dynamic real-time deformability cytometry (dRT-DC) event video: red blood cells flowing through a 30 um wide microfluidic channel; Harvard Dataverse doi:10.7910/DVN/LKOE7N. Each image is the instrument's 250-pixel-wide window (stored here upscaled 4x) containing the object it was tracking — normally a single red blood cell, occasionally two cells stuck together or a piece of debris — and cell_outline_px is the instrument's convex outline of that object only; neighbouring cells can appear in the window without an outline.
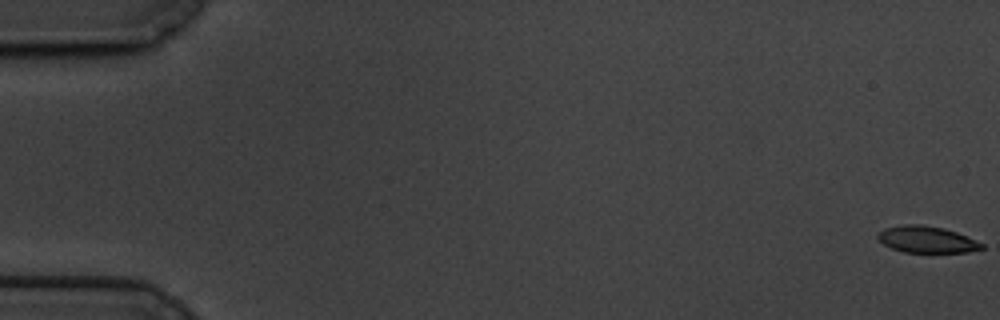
{"species": "common noctule bat (a hibernating species)", "species_latin": "Nyctalus noctula", "temperature_condition": "cold", "stored_images_in_passage": 62, "camera_frame_rate_fps": 3000, "um_per_image_px": 0.085, "animal": {"sex": "male", "body_mass_g": 19.5, "forearm_length_mm": 54.6}, "frame": {"image": 1, "passage_image": 1, "time_ms": 0.0, "image_size_px": [1000, 320], "cell_outline_px": [[984, 248], [968, 252], [904, 252], [892, 248], [884, 244], [876, 236], [884, 228], [904, 224], [920, 224], [944, 228], [956, 232], [984, 244]], "centroid_in_image_um": [78.77, 20.35], "position_along_channel_um": 6.2, "area_um2": 15.95}}
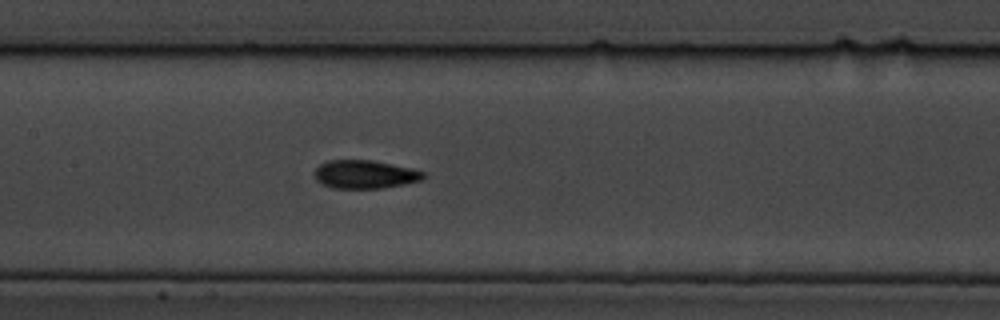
{"frame": {"image": 2, "passage_image": 30, "time_ms": 9.667, "image_size_px": [1000, 320], "cell_outline_px": [[428, 176], [424, 180], [384, 188], [332, 188], [316, 180], [312, 172], [320, 164], [328, 160], [372, 160], [412, 168], [424, 172]], "centroid_in_image_um": [31.04, 14.82], "position_along_channel_um": 176.4, "area_um2": 18.21}}
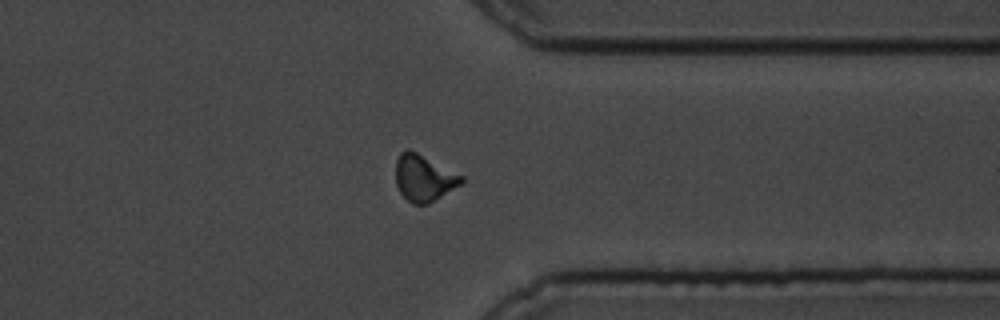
{"frame": {"image": 3, "passage_image": 48, "time_ms": 15.667, "image_size_px": [1000, 320], "cell_outline_px": [[464, 180], [460, 184], [428, 204], [412, 204], [400, 192], [396, 184], [396, 160], [400, 152], [408, 148], [464, 176]], "centroid_in_image_um": [36.0, 15.12], "position_along_channel_um": 375.4, "area_um2": 17.57}, "authors_computed_cell_mechanics": {"area_um2": 17.4556, "velocity_mm_per_s": 3.3637, "shape_relaxation_time_tau1_ms": 3.5762, "shape_relaxation_time_tau2_ms": 2.5013, "deformation_change_tau1": 0.1282, "deformation_change_tau2": 0.0797}}